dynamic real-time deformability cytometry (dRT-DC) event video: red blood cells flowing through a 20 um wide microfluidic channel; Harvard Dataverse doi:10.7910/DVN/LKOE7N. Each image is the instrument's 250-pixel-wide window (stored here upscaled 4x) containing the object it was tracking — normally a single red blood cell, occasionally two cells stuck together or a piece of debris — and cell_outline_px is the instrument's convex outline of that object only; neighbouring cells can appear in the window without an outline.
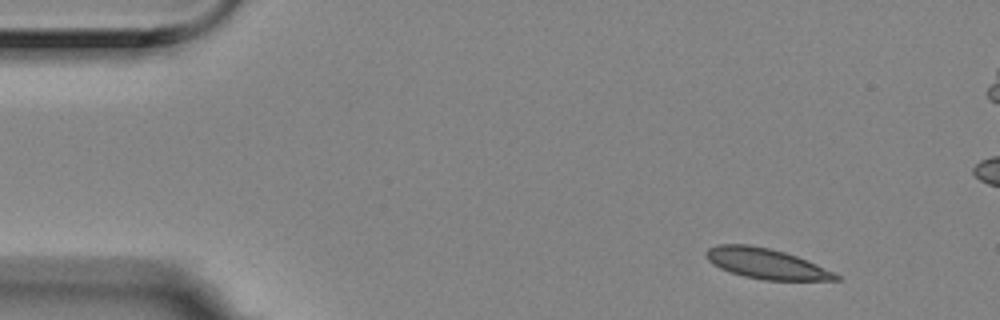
{"species": "Egyptian fruit bat (a non-hibernating species)", "species_latin": "Rousettus aegyptiacus", "temperature_condition": "room temperature", "stored_images_in_passage": 5, "camera_frame_rate_fps": 3000, "um_per_image_px": 0.085, "animal": {"sex": "female"}, "frame": {"image": 1, "passage_image": 1, "time_ms": 0.0, "image_size_px": [1000, 320], "cell_outline_px": [[840, 280], [764, 280], [744, 276], [720, 268], [712, 264], [708, 260], [704, 252], [708, 248], [716, 244], [748, 244], [768, 248], [784, 252], [796, 256], [836, 272], [840, 276]], "centroid_in_image_um": [65.11, 22.4], "position_along_channel_um": 19.9, "area_um2": 22.89}}
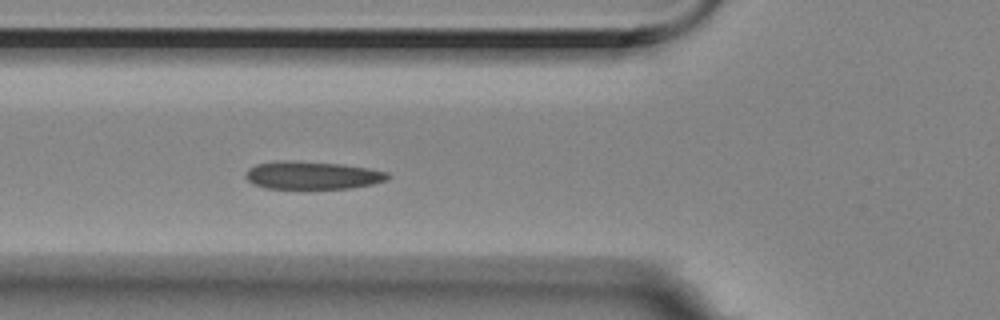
{"frame": {"image": 2, "passage_image": 5, "time_ms": 1.333, "image_size_px": [1000, 320], "cell_outline_px": [[392, 176], [388, 180], [372, 184], [352, 188], [264, 188], [252, 184], [244, 176], [244, 172], [248, 168], [256, 164], [280, 160], [284, 160], [340, 164], [368, 168], [388, 172]], "centroid_in_image_um": [26.53, 14.9], "position_along_channel_um": 99.3, "area_um2": 23.18}}